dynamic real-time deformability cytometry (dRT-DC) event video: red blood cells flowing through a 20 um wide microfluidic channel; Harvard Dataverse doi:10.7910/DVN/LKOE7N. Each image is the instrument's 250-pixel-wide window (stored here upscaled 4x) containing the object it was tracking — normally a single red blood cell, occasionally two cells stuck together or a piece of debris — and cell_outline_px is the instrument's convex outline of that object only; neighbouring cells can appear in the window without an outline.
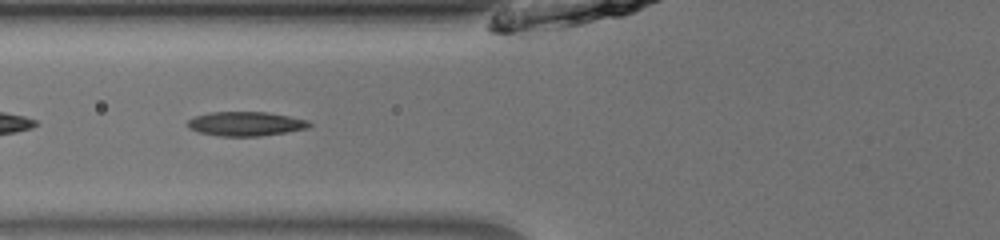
{"species": "common noctule bat (a hibernating species)", "species_latin": "Nyctalus noctula", "temperature_condition": "room temperature", "stored_images_in_passage": 52, "camera_frame_rate_fps": 3000, "um_per_image_px": 0.085, "animal": {"sex": "male", "body_mass_g": 13.0, "forearm_length_mm": 53.1}, "frame": {"image": 1, "passage_image": 22, "time_ms": 7.0, "image_size_px": [1000, 240], "cell_outline_px": [[312, 124], [308, 128], [260, 136], [220, 136], [200, 132], [188, 128], [188, 120], [196, 116], [208, 112], [264, 112], [288, 116], [308, 120]], "centroid_in_image_um": [20.87, 10.52], "position_along_channel_um": 104.9, "area_um2": 16.99}}
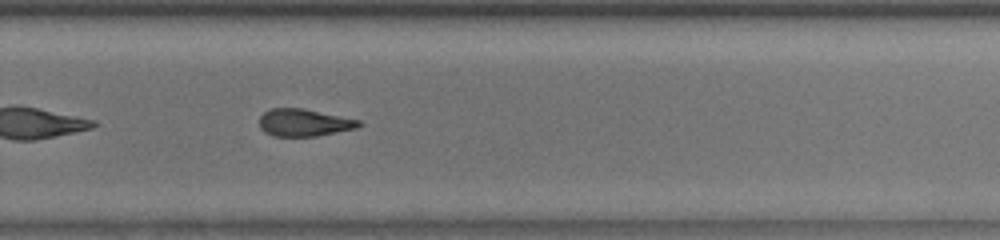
{"frame": {"image": 2, "passage_image": 37, "time_ms": 12.0, "image_size_px": [1000, 240], "cell_outline_px": [[364, 124], [356, 128], [316, 136], [272, 136], [264, 132], [260, 128], [260, 116], [268, 108], [304, 108], [360, 120]], "centroid_in_image_um": [25.83, 10.41], "position_along_channel_um": 304.0, "area_um2": 15.95}}
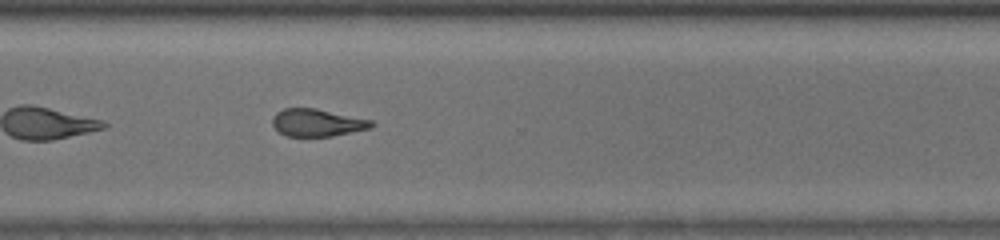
{"frame": {"image": 3, "passage_image": 40, "time_ms": 13.0, "image_size_px": [1000, 240], "cell_outline_px": [[376, 124], [372, 128], [332, 136], [284, 136], [272, 124], [272, 116], [276, 112], [284, 108], [316, 108], [372, 120]], "centroid_in_image_um": [26.97, 10.42], "position_along_channel_um": 343.6, "area_um2": 15.95}, "authors_computed_cell_mechanics": {"area_um2": 16.9932, "velocity_mm_per_s": 3.9697, "shape_relaxation_time_tau1_ms": 3.2815, "shape_relaxation_time_tau2_ms": 4.5052, "deformation_change_tau1": 0.13, "deformation_change_tau2": 0.0811}}